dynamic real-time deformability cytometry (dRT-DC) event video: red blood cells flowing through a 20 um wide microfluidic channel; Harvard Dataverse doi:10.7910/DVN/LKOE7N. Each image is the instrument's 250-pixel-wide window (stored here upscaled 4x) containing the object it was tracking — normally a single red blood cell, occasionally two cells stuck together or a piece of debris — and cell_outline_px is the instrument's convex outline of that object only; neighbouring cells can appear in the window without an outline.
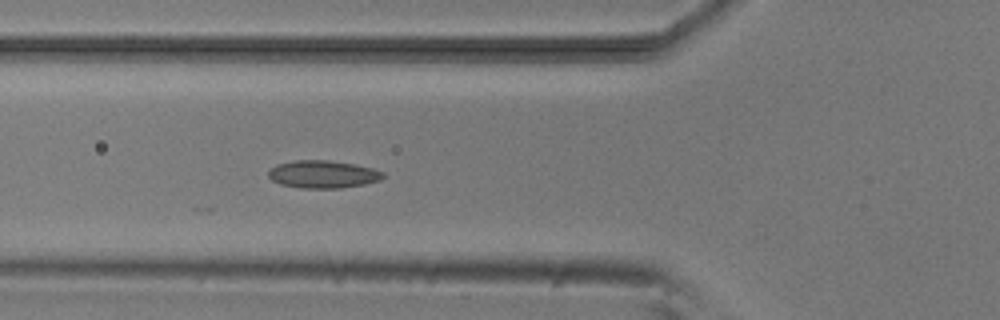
{"species": "common noctule bat (a hibernating species)", "species_latin": "Nyctalus noctula", "temperature_condition": "room temperature", "stored_images_in_passage": 2, "camera_frame_rate_fps": 3000, "um_per_image_px": 0.085, "animal": {"sex": "male", "body_mass_g": 20.5, "forearm_length_mm": 52.5}, "frame": {"image": 1, "passage_image": 2, "time_ms": 1.333, "image_size_px": [1000, 320], "cell_outline_px": [[384, 176], [380, 180], [364, 184], [340, 188], [300, 188], [280, 184], [272, 180], [268, 176], [268, 172], [276, 164], [296, 160], [328, 160], [352, 164], [372, 168], [384, 172]], "centroid_in_image_um": [27.43, 14.81], "position_along_channel_um": 98.4, "area_um2": 18.38}}